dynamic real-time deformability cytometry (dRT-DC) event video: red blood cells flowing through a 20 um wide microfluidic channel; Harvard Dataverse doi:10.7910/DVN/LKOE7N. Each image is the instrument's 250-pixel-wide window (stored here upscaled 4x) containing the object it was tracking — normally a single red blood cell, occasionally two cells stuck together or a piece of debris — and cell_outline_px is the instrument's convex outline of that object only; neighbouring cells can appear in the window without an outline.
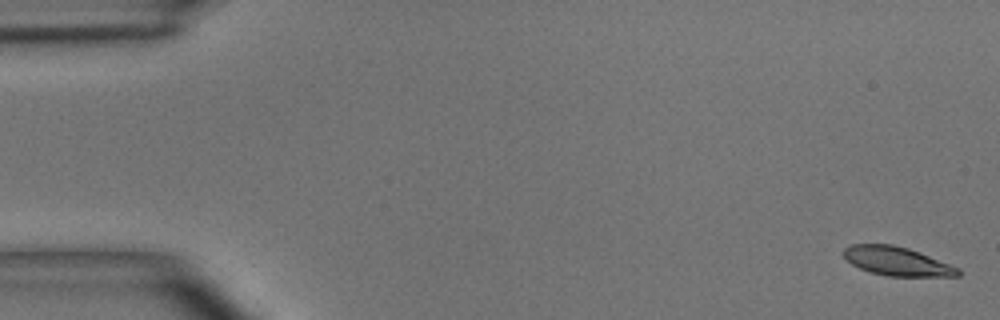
{"species": "common noctule bat (a hibernating species)", "species_latin": "Nyctalus noctula", "temperature_condition": "room temperature", "stored_images_in_passage": 6, "camera_frame_rate_fps": 3000, "um_per_image_px": 0.085, "animal": {"sex": "male", "body_mass_g": 15.6}, "frame": {"image": 1, "passage_image": 1, "time_ms": 0.0, "image_size_px": [1000, 320], "cell_outline_px": [[960, 276], [888, 276], [868, 272], [852, 264], [844, 256], [844, 248], [848, 244], [892, 244], [908, 248], [920, 252], [960, 268]], "centroid_in_image_um": [76.24, 22.2], "position_along_channel_um": 8.8, "area_um2": 19.25}}